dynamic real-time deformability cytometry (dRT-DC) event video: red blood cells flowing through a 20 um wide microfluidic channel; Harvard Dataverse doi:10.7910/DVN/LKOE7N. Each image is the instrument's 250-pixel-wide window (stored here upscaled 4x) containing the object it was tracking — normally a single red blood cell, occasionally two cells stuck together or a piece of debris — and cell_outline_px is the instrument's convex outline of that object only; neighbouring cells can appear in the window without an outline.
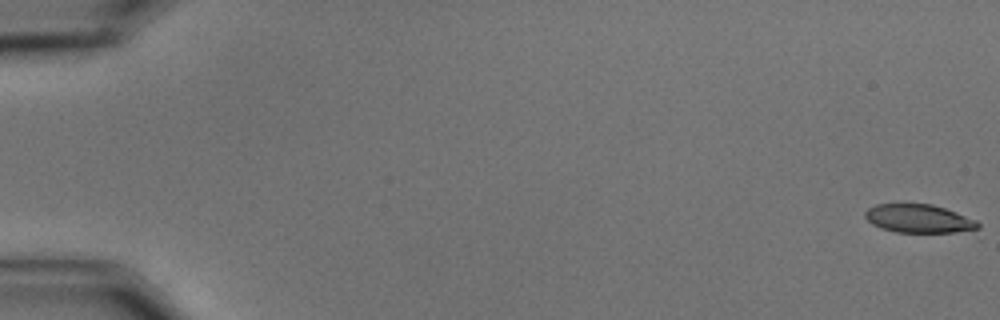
{"species": "common noctule bat (a hibernating species)", "species_latin": "Nyctalus noctula", "temperature_condition": "cold", "stored_images_in_passage": 58, "camera_frame_rate_fps": 3000, "um_per_image_px": 0.085, "animal": {"sex": "male", "body_mass_g": 15.6}, "frame": {"image": 1, "passage_image": 1, "time_ms": 0.0, "image_size_px": [1000, 320], "cell_outline_px": [[980, 228], [952, 232], [896, 232], [880, 228], [872, 224], [864, 216], [864, 212], [868, 208], [876, 204], [932, 204], [956, 212], [976, 220], [980, 224]], "centroid_in_image_um": [78.06, 18.58], "position_along_channel_um": 6.9, "area_um2": 18.55}}
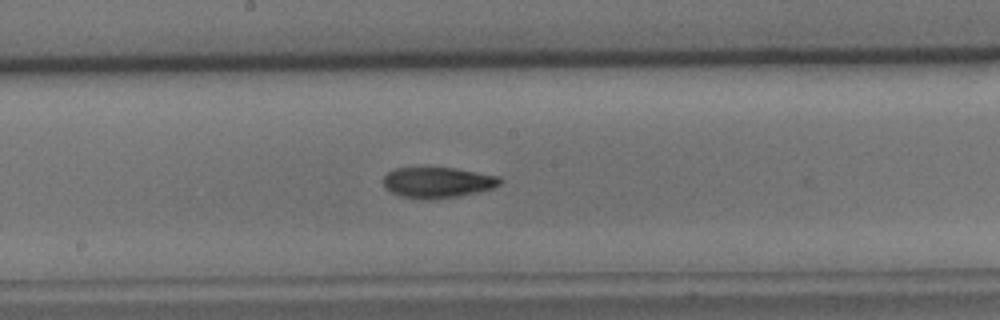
{"frame": {"image": 2, "passage_image": 32, "time_ms": 10.333, "image_size_px": [1000, 320], "cell_outline_px": [[504, 180], [500, 184], [492, 188], [476, 192], [456, 196], [428, 200], [420, 200], [400, 196], [384, 188], [384, 176], [388, 172], [396, 168], [456, 168], [500, 176]], "centroid_in_image_um": [37.2, 15.51], "position_along_channel_um": 211.0, "area_um2": 20.92}}
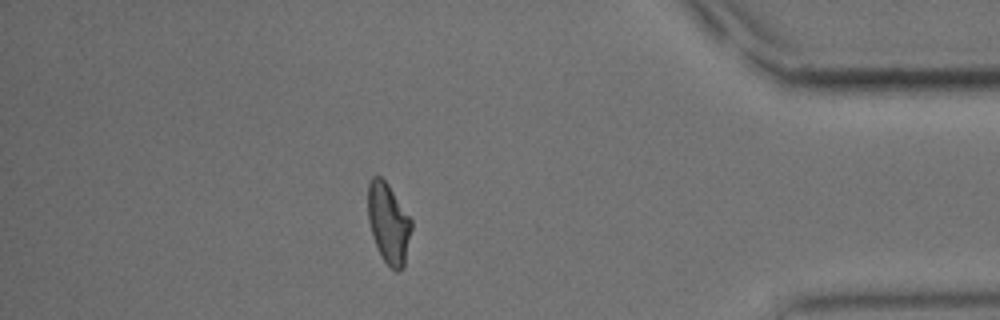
{"frame": {"image": 3, "passage_image": 51, "time_ms": 16.667, "image_size_px": [1000, 320], "cell_outline_px": [[412, 228], [404, 268], [400, 272], [396, 272], [380, 256], [372, 236], [368, 220], [368, 184], [372, 176], [380, 176], [388, 184], [412, 220]], "centroid_in_image_um": [33.03, 19.0], "position_along_channel_um": 402.2, "area_um2": 20.52}, "authors_computed_cell_mechanics": {"area_um2": 20.6346, "velocity_mm_per_s": 3.5573, "shape_relaxation_time_tau1_ms": 6.1771, "shape_relaxation_time_tau2_ms": 3.723, "deformation_change_tau1": 0.168, "deformation_change_tau2": 0.1031}}